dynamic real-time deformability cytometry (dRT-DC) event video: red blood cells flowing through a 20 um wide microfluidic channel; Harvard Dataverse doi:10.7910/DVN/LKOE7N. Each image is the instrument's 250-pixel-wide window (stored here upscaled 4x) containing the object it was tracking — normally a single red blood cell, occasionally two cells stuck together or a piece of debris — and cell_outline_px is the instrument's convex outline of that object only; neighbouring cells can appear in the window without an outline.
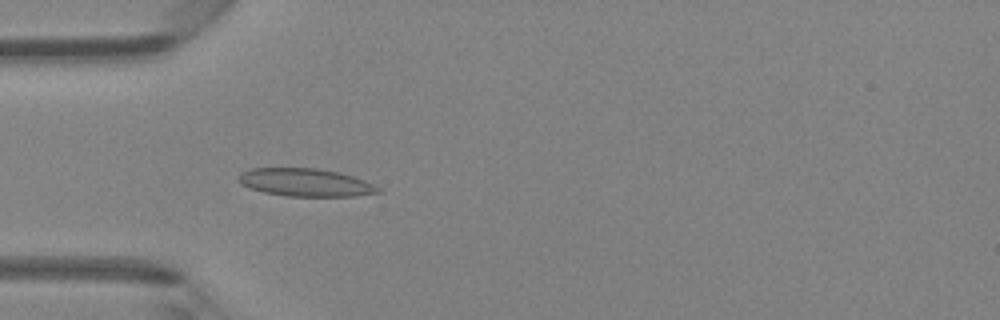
{"species": "Egyptian fruit bat (a non-hibernating species)", "species_latin": "Rousettus aegyptiacus", "temperature_condition": "room temperature", "stored_images_in_passage": 37, "camera_frame_rate_fps": 3000, "um_per_image_px": 0.085, "animal": {"sex": "female"}, "frame": {"image": 1, "passage_image": 4, "time_ms": 1.0, "image_size_px": [1000, 320], "cell_outline_px": [[384, 192], [356, 196], [288, 196], [264, 192], [240, 184], [236, 180], [236, 176], [240, 172], [252, 168], [316, 168], [340, 172], [364, 180], [380, 188]], "centroid_in_image_um": [25.95, 15.5], "position_along_channel_um": 59.0, "area_um2": 22.83}}
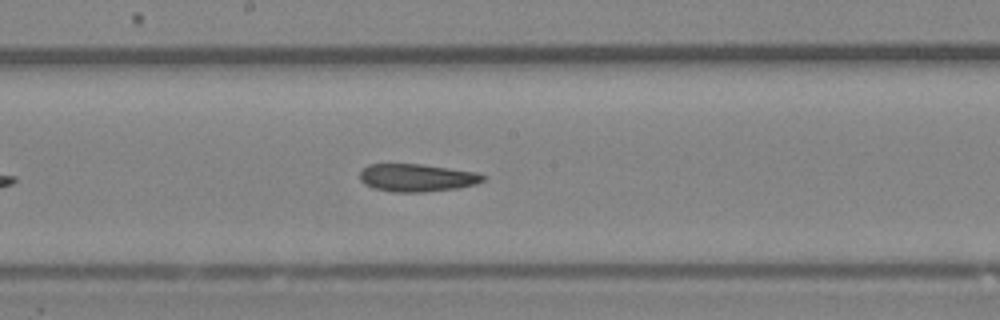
{"frame": {"image": 2, "passage_image": 15, "time_ms": 4.667, "image_size_px": [1000, 320], "cell_outline_px": [[484, 180], [476, 184], [456, 188], [424, 192], [392, 192], [372, 188], [364, 184], [360, 180], [360, 172], [368, 164], [420, 164], [476, 172], [484, 176]], "centroid_in_image_um": [35.39, 15.11], "position_along_channel_um": 212.8, "area_um2": 19.83}}
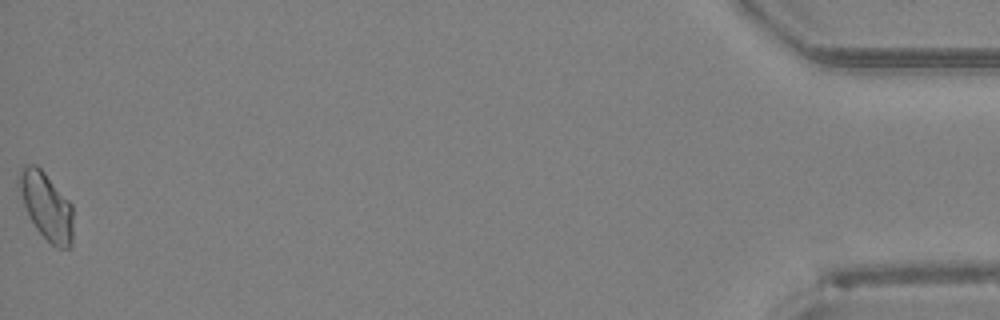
{"frame": {"image": 3, "passage_image": 37, "time_ms": 12.0, "image_size_px": [1000, 320], "cell_outline_px": [[72, 248], [56, 248], [36, 228], [24, 204], [16, 184], [16, 180], [20, 168], [24, 164], [36, 164], [44, 172], [72, 204]], "centroid_in_image_um": [3.92, 17.48], "position_along_channel_um": 431.3, "area_um2": 21.21}, "authors_computed_cell_mechanics": {"area_um2": 20.0566, "velocity_mm_per_s": 4.2991, "shape_relaxation_time_tau1_ms": null, "shape_relaxation_time_tau2_ms": 11.2241, "deformation_change_tau1": null, "deformation_change_tau2": 0.1676}}